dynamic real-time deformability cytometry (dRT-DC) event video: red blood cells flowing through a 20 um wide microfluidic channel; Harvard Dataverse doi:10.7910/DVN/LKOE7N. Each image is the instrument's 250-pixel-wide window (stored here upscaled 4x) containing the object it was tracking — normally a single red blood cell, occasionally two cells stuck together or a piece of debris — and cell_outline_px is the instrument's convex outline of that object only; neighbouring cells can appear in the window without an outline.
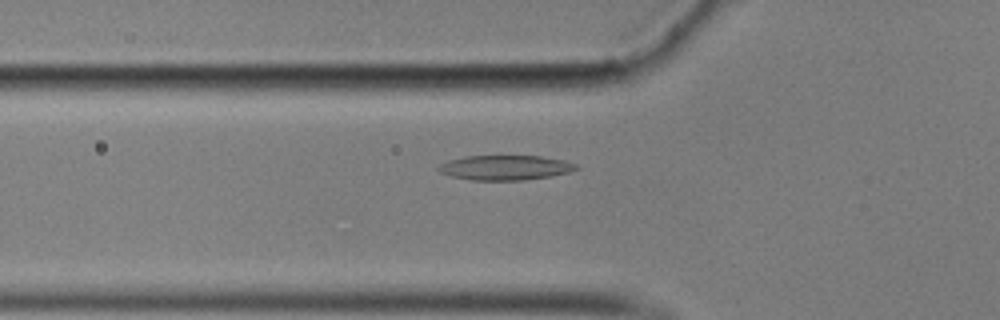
{"species": "common noctule bat (a hibernating species)", "species_latin": "Nyctalus noctula", "temperature_condition": "cold", "stored_images_in_passage": 43, "camera_frame_rate_fps": 3000, "um_per_image_px": 0.085, "animal": {"sex": "male", "body_mass_g": 17.9}, "frame": {"image": 1, "passage_image": 10, "time_ms": 3.0, "image_size_px": [1000, 320], "cell_outline_px": [[580, 168], [568, 172], [552, 176], [524, 180], [472, 180], [452, 176], [440, 172], [436, 168], [440, 164], [448, 160], [464, 156], [540, 156], [564, 160], [576, 164]], "centroid_in_image_um": [42.94, 14.24], "position_along_channel_um": 82.9, "area_um2": 19.88}}
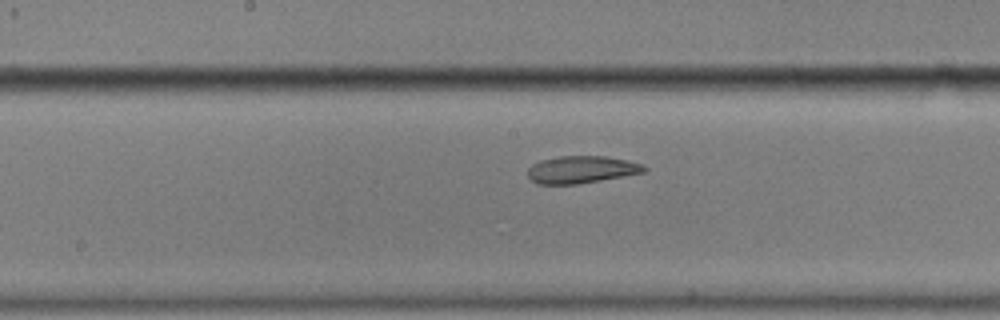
{"frame": {"image": 2, "passage_image": 20, "time_ms": 6.333, "image_size_px": [1000, 320], "cell_outline_px": [[648, 168], [644, 172], [600, 180], [576, 184], [536, 184], [528, 176], [528, 168], [532, 164], [540, 160], [560, 156], [608, 156], [628, 160], [640, 164]], "centroid_in_image_um": [49.39, 14.4], "position_along_channel_um": 198.8, "area_um2": 18.44}}
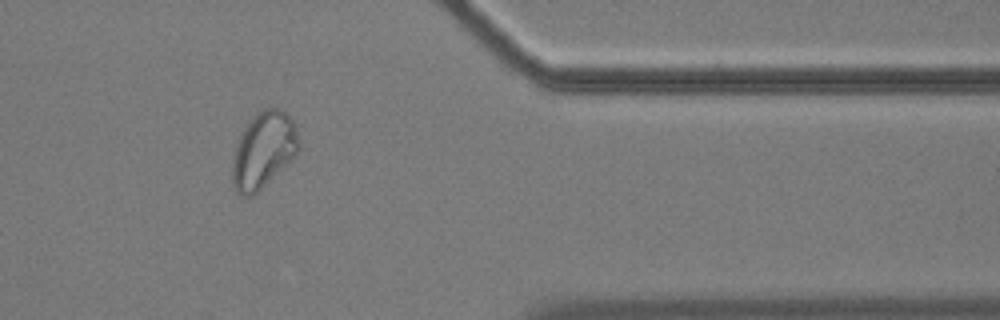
{"frame": {"image": 3, "passage_image": 38, "time_ms": 12.333, "image_size_px": [1000, 320], "cell_outline_px": [[300, 148], [288, 164], [252, 196], [240, 196], [236, 192], [232, 184], [232, 164], [236, 148], [240, 136], [256, 112], [264, 108], [276, 108], [284, 112], [292, 120], [296, 128], [300, 144]], "centroid_in_image_um": [22.4, 12.78], "position_along_channel_um": 389.0, "area_um2": 29.13}, "authors_computed_cell_mechanics": {"area_um2": 20.1144, "velocity_mm_per_s": 3.46, "shape_relaxation_time_tau1_ms": null, "shape_relaxation_time_tau2_ms": 2.3635, "deformation_change_tau1": null, "deformation_change_tau2": 0.0762}}